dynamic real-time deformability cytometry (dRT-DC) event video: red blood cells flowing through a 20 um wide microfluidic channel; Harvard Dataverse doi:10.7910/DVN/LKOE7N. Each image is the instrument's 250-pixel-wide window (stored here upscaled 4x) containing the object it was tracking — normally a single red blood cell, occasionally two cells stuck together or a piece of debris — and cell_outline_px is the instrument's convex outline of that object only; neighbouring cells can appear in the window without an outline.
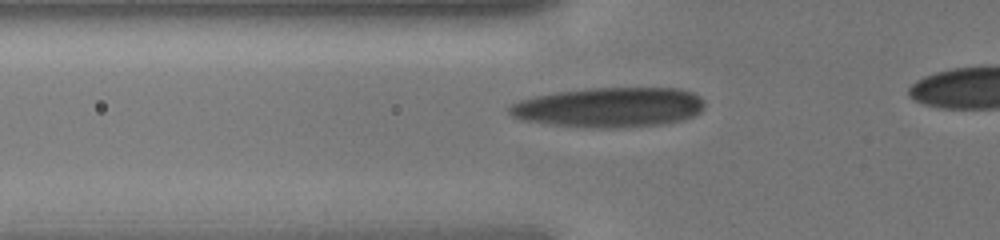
{"species": "human", "species_latin": "Homo sapiens", "temperature_condition": "cold", "stored_images_in_passage": 34, "camera_frame_rate_fps": 3000, "um_per_image_px": 0.085, "donor": {"sex": "male"}, "frame": {"image": 1, "passage_image": 11, "time_ms": 3.333, "image_size_px": [1000, 240], "cell_outline_px": [[704, 108], [700, 112], [684, 120], [664, 124], [616, 128], [592, 128], [548, 124], [520, 120], [512, 116], [508, 112], [508, 108], [512, 104], [520, 100], [536, 96], [556, 92], [588, 88], [680, 88], [692, 92], [700, 96], [704, 100]], "centroid_in_image_um": [51.81, 9.13], "position_along_channel_um": 74.0, "area_um2": 45.72}}
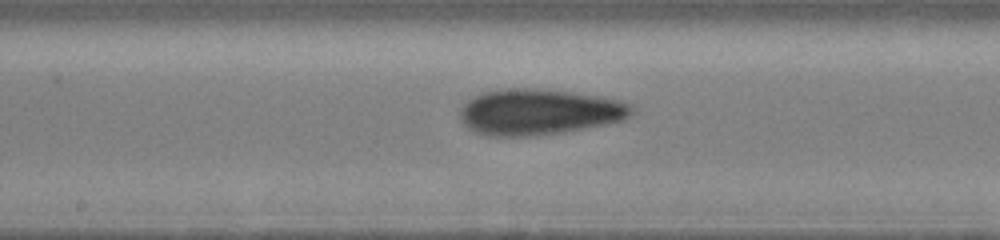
{"frame": {"image": 2, "passage_image": 19, "time_ms": 6.0, "image_size_px": [1000, 240], "cell_outline_px": [[636, 112], [632, 116], [624, 120], [564, 132], [536, 136], [488, 136], [472, 132], [460, 120], [460, 108], [468, 100], [484, 92], [520, 88], [524, 88], [568, 92], [596, 96], [616, 100], [632, 104], [636, 108]], "centroid_in_image_um": [45.83, 9.54], "position_along_channel_um": 202.4, "area_um2": 45.72}}
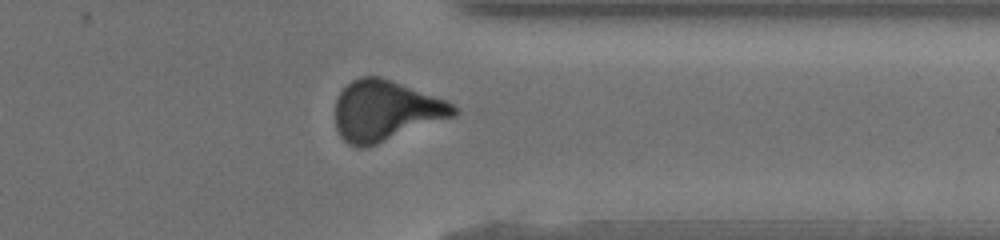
{"frame": {"image": 3, "passage_image": 30, "time_ms": 9.667, "image_size_px": [1000, 240], "cell_outline_px": [[456, 116], [376, 144], [364, 148], [356, 148], [348, 144], [340, 136], [336, 128], [336, 100], [340, 92], [352, 80], [360, 76], [380, 76], [392, 80], [448, 100], [456, 104]], "centroid_in_image_um": [32.79, 9.41], "position_along_channel_um": 378.6, "area_um2": 41.91}}